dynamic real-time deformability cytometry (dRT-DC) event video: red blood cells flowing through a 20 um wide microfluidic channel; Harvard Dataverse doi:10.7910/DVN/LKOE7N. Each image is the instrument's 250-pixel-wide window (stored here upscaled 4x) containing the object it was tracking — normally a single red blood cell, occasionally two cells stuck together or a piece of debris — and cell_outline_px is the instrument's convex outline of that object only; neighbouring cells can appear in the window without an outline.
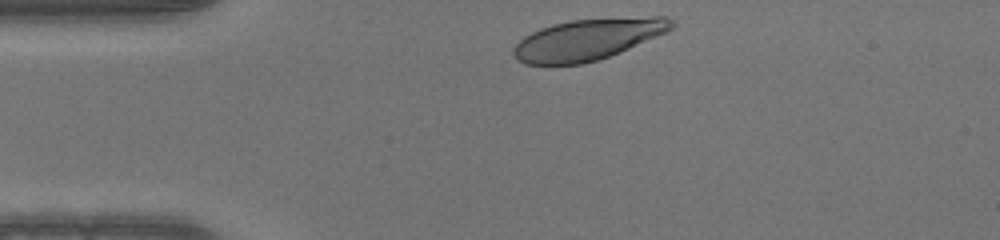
{"species": "human", "species_latin": "Homo sapiens", "temperature_condition": "warm", "stored_images_in_passage": 31, "camera_frame_rate_fps": 3000, "um_per_image_px": 0.085, "donor": {"sex": "male"}, "frame": {"image": 1, "passage_image": 1, "time_ms": 0.0, "image_size_px": [1000, 240], "cell_outline_px": [[676, 24], [668, 32], [620, 52], [596, 60], [580, 64], [524, 64], [516, 60], [512, 52], [512, 48], [524, 36], [540, 28], [552, 24], [572, 20], [652, 16], [668, 16]], "centroid_in_image_um": [49.97, 3.34], "position_along_channel_um": 35.0, "area_um2": 37.97}}
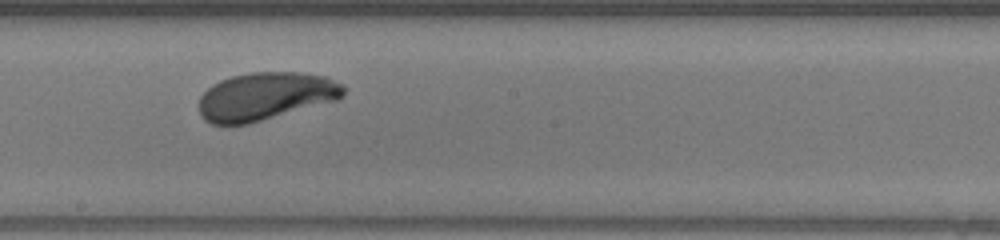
{"frame": {"image": 2, "passage_image": 18, "time_ms": 5.667, "image_size_px": [1000, 240], "cell_outline_px": [[344, 96], [340, 100], [248, 124], [212, 124], [204, 120], [200, 116], [200, 96], [212, 84], [220, 80], [232, 76], [252, 72], [300, 72], [328, 76], [344, 84]], "centroid_in_image_um": [22.62, 8.18], "position_along_channel_um": 225.6, "area_um2": 40.81}}
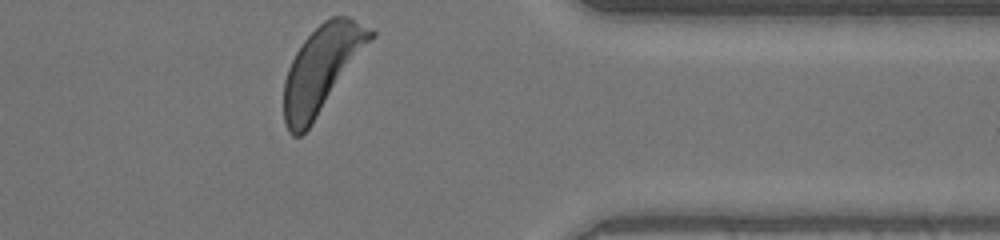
{"frame": {"image": 3, "passage_image": 31, "time_ms": 10.0, "image_size_px": [1000, 240], "cell_outline_px": [[376, 36], [312, 124], [300, 136], [292, 136], [288, 132], [284, 124], [284, 80], [288, 68], [296, 52], [304, 40], [324, 20], [332, 16], [348, 16], [376, 28]], "centroid_in_image_um": [27.39, 5.84], "position_along_channel_um": 384.0, "area_um2": 43.75}}